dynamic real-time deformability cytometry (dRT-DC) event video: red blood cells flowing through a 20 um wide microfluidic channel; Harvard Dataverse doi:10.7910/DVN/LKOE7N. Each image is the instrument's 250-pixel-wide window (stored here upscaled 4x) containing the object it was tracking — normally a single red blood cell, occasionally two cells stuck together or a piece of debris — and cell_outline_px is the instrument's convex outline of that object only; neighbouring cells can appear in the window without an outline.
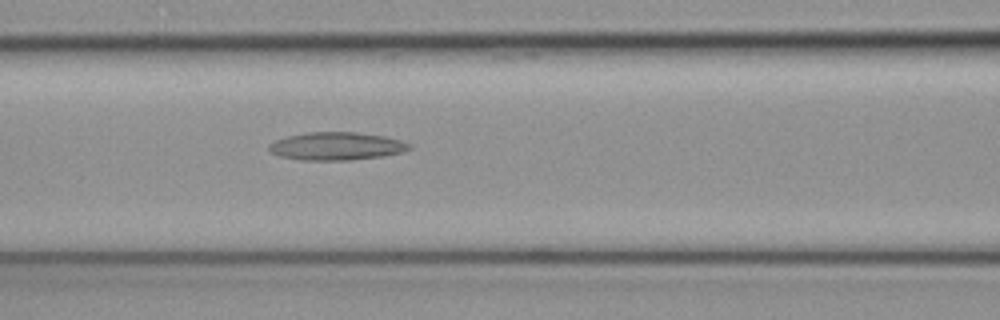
{"species": "common noctule bat (a hibernating species)", "species_latin": "Nyctalus noctula", "temperature_condition": "cold", "stored_images_in_passage": 46, "camera_frame_rate_fps": 3000, "um_per_image_px": 0.085, "animal": {"sex": "female", "body_mass_g": 19.3, "forearm_length_mm": 54.1}, "frame": {"image": 1, "passage_image": 17, "time_ms": 5.333, "image_size_px": [1000, 320], "cell_outline_px": [[412, 148], [404, 152], [384, 156], [348, 160], [304, 160], [280, 156], [272, 152], [268, 148], [268, 144], [276, 140], [288, 136], [308, 132], [356, 132], [384, 136], [400, 140], [412, 144]], "centroid_in_image_um": [28.65, 12.42], "position_along_channel_um": 138.0, "area_um2": 22.83}}
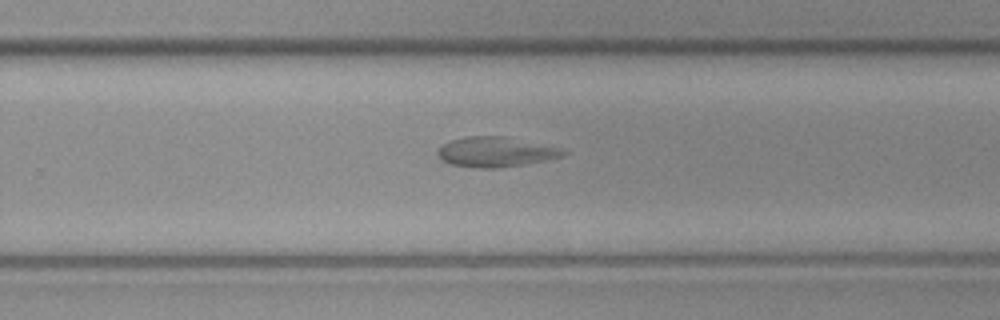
{"frame": {"image": 2, "passage_image": 28, "time_ms": 9.0, "image_size_px": [1000, 320], "cell_outline_px": [[568, 152], [564, 156], [524, 164], [496, 168], [476, 168], [448, 164], [436, 152], [444, 144], [452, 140], [464, 136], [504, 136], [560, 148]], "centroid_in_image_um": [42.12, 12.91], "position_along_channel_um": 287.7, "area_um2": 21.68}}
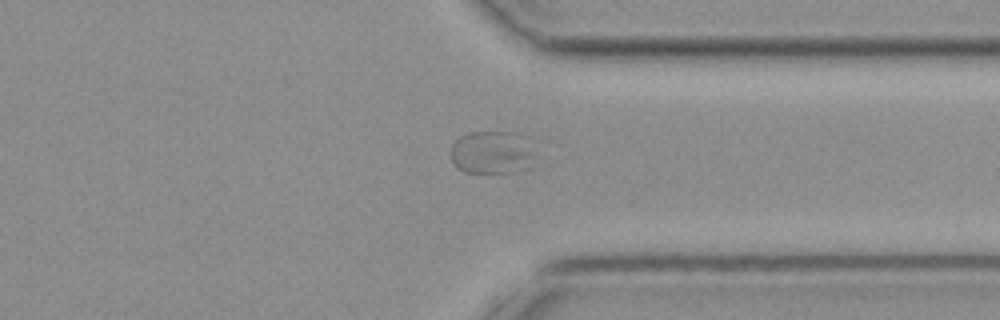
{"frame": {"image": 3, "passage_image": 34, "time_ms": 11.0, "image_size_px": [1000, 320], "cell_outline_px": [[544, 140], [524, 168], [512, 172], [464, 172], [456, 168], [452, 164], [452, 144], [460, 136], [468, 132], [516, 132], [532, 136]], "centroid_in_image_um": [41.96, 12.88], "position_along_channel_um": 369.4, "area_um2": 22.2}}